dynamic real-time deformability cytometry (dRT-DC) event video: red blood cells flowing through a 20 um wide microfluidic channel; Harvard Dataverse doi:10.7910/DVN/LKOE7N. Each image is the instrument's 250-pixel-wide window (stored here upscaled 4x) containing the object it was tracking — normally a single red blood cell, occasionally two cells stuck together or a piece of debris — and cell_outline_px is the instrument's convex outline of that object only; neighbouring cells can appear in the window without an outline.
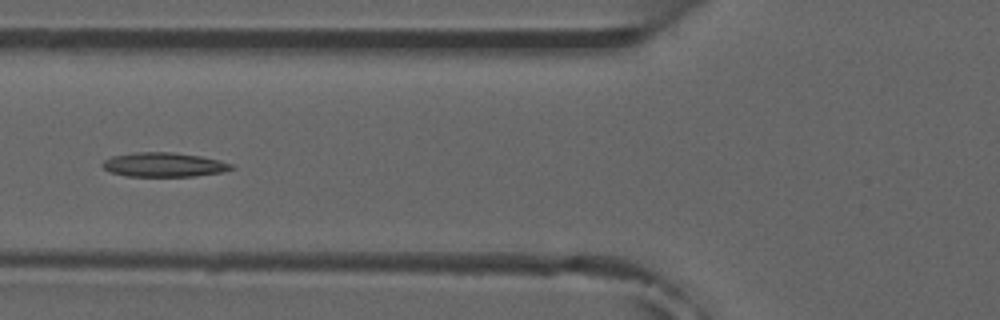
{"species": "common noctule bat (a hibernating species)", "species_latin": "Nyctalus noctula", "temperature_condition": "room temperature", "stored_images_in_passage": 6, "camera_frame_rate_fps": 3000, "um_per_image_px": 0.085, "animal": {"sex": "male", "forearm_length_mm": 52.5}, "frame": {"image": 1, "passage_image": 6, "time_ms": 5.667, "image_size_px": [1000, 320], "cell_outline_px": [[236, 168], [224, 172], [196, 176], [124, 176], [112, 172], [104, 168], [100, 164], [104, 160], [112, 156], [136, 152], [172, 152], [200, 156], [220, 160], [232, 164]], "centroid_in_image_um": [13.96, 14.0], "position_along_channel_um": 111.8, "area_um2": 18.32}}